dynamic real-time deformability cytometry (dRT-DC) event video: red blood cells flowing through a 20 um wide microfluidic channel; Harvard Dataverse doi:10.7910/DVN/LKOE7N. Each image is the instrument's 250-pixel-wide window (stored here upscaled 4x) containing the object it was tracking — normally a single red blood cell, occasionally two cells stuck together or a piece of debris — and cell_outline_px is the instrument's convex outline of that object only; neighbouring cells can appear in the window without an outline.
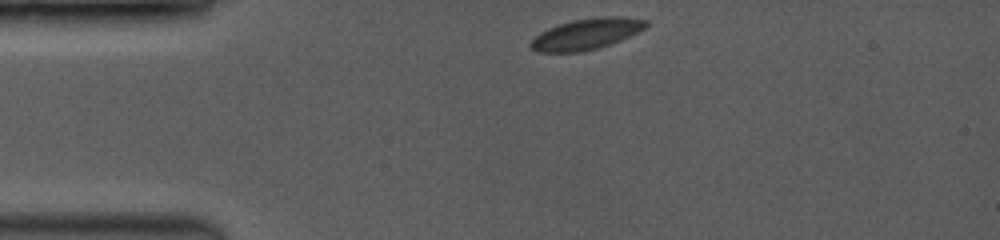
{"species": "common noctule bat (a hibernating species)", "species_latin": "Nyctalus noctula", "temperature_condition": "room temperature", "stored_images_in_passage": 40, "camera_frame_rate_fps": 3500, "um_per_image_px": 0.085, "animal": {"sex": "female", "body_mass_g": 19.0, "forearm_length_mm": 53.3}, "frame": {"image": 1, "passage_image": 1, "time_ms": 0.0, "image_size_px": [1000, 240], "cell_outline_px": [[648, 24], [644, 28], [620, 40], [596, 48], [580, 52], [536, 52], [528, 44], [540, 32], [548, 28], [572, 20], [596, 16], [616, 16], [648, 20]], "centroid_in_image_um": [49.81, 2.88], "position_along_channel_um": 35.2, "area_um2": 20.58}}
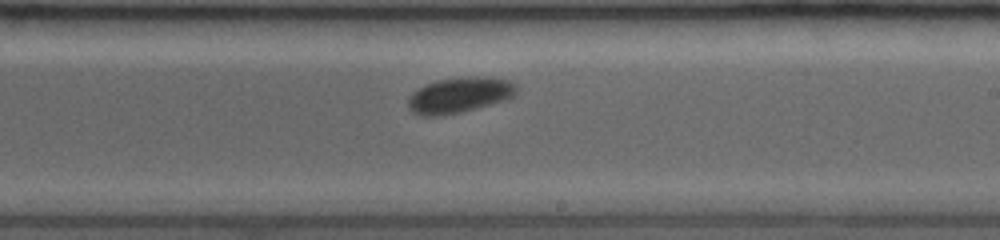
{"frame": {"image": 2, "passage_image": 23, "time_ms": 6.286, "image_size_px": [1000, 240], "cell_outline_px": [[516, 92], [512, 96], [504, 100], [476, 108], [460, 112], [440, 116], [420, 116], [412, 112], [408, 108], [408, 100], [412, 92], [424, 84], [436, 80], [464, 76], [488, 76], [508, 80], [516, 84]], "centroid_in_image_um": [39.01, 8.07], "position_along_channel_um": 250.0, "area_um2": 22.66}}
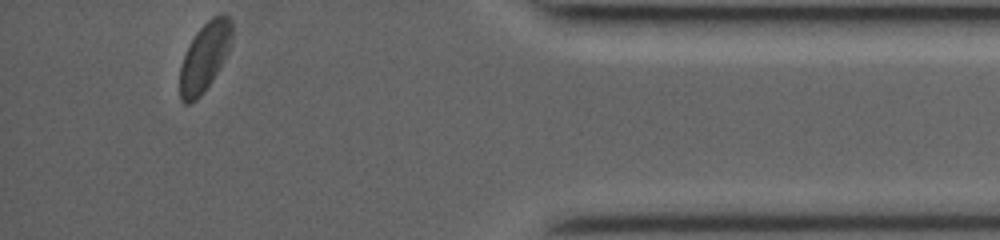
{"frame": {"image": 3, "passage_image": 40, "time_ms": 11.143, "image_size_px": [1000, 240], "cell_outline_px": [[232, 36], [228, 52], [212, 80], [204, 92], [196, 100], [188, 104], [184, 104], [180, 100], [180, 68], [184, 56], [196, 32], [212, 16], [224, 12], [232, 20]], "centroid_in_image_um": [17.41, 4.83], "position_along_channel_um": 417.8, "area_um2": 20.75}, "authors_computed_cell_mechanics": {"area_um2": 21.0392, "velocity_mm_per_s": 4.0425, "shape_relaxation_time_tau1_ms": 1.4362, "shape_relaxation_time_tau2_ms": null, "deformation_change_tau1": 0.0771, "deformation_change_tau2": null}}